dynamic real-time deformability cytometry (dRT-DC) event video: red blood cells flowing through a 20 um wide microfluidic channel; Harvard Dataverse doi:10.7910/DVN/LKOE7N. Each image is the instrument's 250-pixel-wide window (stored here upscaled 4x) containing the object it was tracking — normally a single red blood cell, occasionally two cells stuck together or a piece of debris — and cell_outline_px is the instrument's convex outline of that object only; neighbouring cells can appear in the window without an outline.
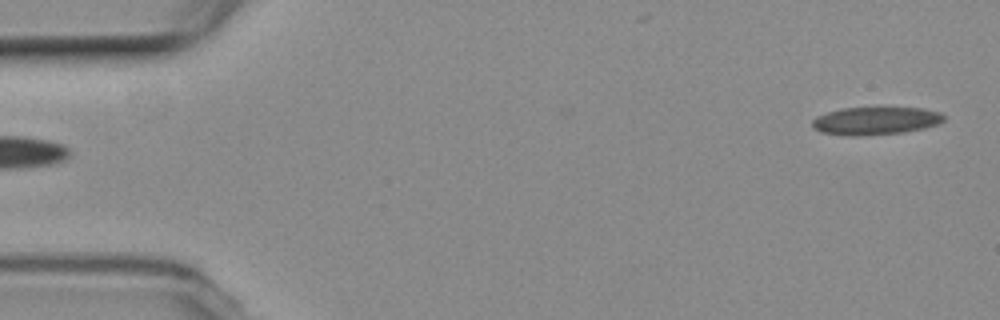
{"species": "common noctule bat (a hibernating species)", "species_latin": "Nyctalus noctula", "temperature_condition": "room temperature", "stored_images_in_passage": 3, "segment_of_instrument_passage": [2, 2], "camera_frame_rate_fps": 3000, "um_per_image_px": 0.085, "animal": {"sex": "female", "body_mass_g": 19.3, "forearm_length_mm": 54.1}, "frame": {"image": 1, "passage_image": 3, "time_ms": 2.333, "image_size_px": [1000, 320], "cell_outline_px": [[944, 120], [936, 124], [924, 128], [904, 132], [864, 136], [848, 136], [820, 132], [812, 128], [812, 120], [816, 116], [828, 112], [844, 108], [924, 108], [940, 112], [944, 116]], "centroid_in_image_um": [74.39, 10.28], "position_along_channel_um": 10.6, "area_um2": 21.39}}